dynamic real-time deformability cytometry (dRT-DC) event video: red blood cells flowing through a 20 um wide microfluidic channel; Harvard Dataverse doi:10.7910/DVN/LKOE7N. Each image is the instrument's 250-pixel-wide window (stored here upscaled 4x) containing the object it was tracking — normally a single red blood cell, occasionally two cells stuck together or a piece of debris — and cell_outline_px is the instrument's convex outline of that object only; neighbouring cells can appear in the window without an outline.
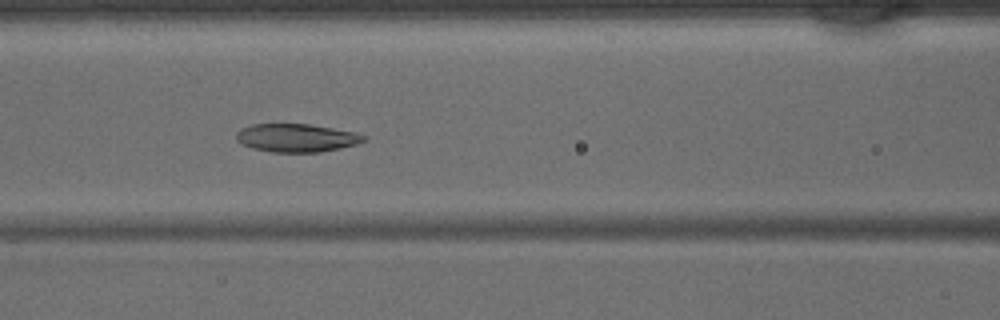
{"species": "common noctule bat (a hibernating species)", "species_latin": "Nyctalus noctula", "temperature_condition": "warm", "stored_images_in_passage": 38, "camera_frame_rate_fps": 3000, "um_per_image_px": 0.085, "animal": {"sex": "male", "body_mass_g": 15.6}, "frame": {"image": 1, "passage_image": 13, "time_ms": 4.0, "image_size_px": [1000, 320], "cell_outline_px": [[368, 140], [356, 144], [340, 148], [320, 152], [272, 152], [252, 148], [236, 140], [236, 132], [240, 128], [252, 124], [308, 124], [356, 132], [368, 136]], "centroid_in_image_um": [25.22, 11.71], "position_along_channel_um": 141.4, "area_um2": 21.04}}
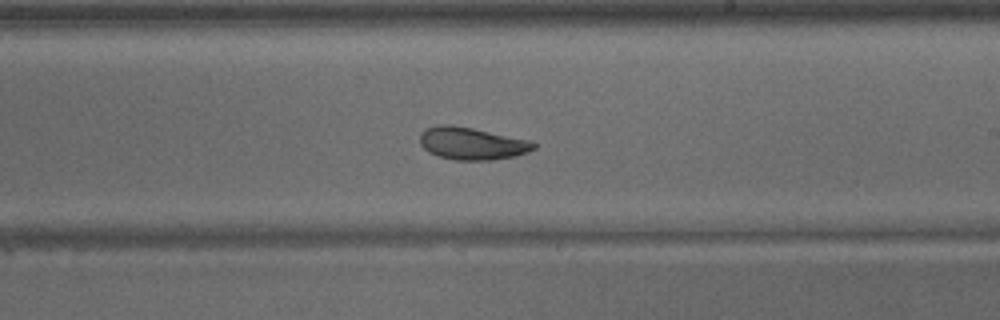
{"frame": {"image": 2, "passage_image": 20, "time_ms": 6.333, "image_size_px": [1000, 320], "cell_outline_px": [[536, 148], [528, 152], [516, 156], [492, 160], [456, 160], [436, 156], [428, 152], [420, 144], [420, 132], [428, 128], [440, 124], [452, 124], [532, 140], [536, 144]], "centroid_in_image_um": [40.12, 12.2], "position_along_channel_um": 248.9, "area_um2": 21.73}}
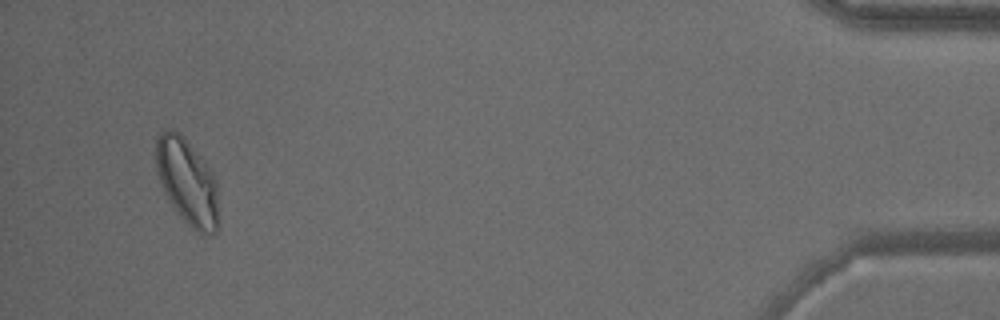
{"frame": {"image": 3, "passage_image": 36, "time_ms": 11.667, "image_size_px": [1000, 320], "cell_outline_px": [[220, 228], [216, 236], [200, 236], [176, 212], [168, 200], [164, 192], [156, 168], [156, 140], [160, 132], [164, 128], [172, 128], [180, 132], [184, 136], [204, 160], [216, 180]], "centroid_in_image_um": [15.95, 15.5], "position_along_channel_um": 419.2, "area_um2": 32.31}}